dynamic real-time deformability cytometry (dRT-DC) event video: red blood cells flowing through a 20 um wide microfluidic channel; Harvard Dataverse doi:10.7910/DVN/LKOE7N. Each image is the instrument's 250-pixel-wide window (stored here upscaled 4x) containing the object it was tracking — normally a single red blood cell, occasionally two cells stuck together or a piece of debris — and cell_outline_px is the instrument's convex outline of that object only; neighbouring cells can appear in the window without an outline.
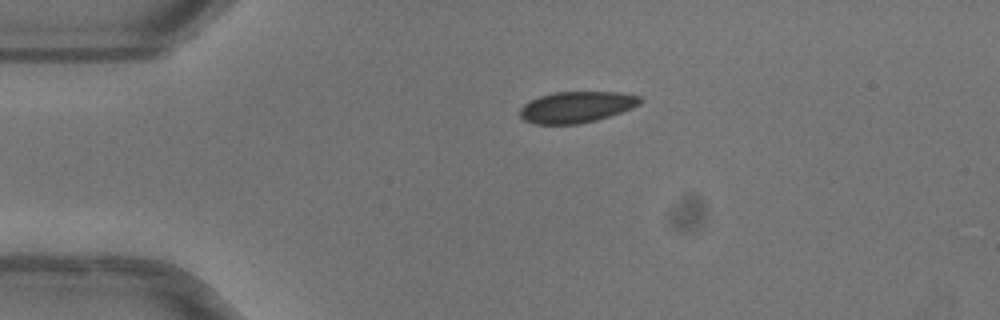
{"species": "common noctule bat (a hibernating species)", "species_latin": "Nyctalus noctula", "temperature_condition": "warm", "stored_images_in_passage": 35, "camera_frame_rate_fps": 3000, "um_per_image_px": 0.085, "animal": {"sex": "female"}, "frame": {"image": 1, "passage_image": 1, "time_ms": 0.0, "image_size_px": [1000, 320], "cell_outline_px": [[644, 100], [640, 104], [632, 108], [596, 120], [580, 124], [536, 124], [524, 120], [520, 116], [520, 108], [524, 104], [540, 96], [556, 92], [620, 92], [640, 96]], "centroid_in_image_um": [49.02, 9.1], "position_along_channel_um": 36.0, "area_um2": 21.79}}
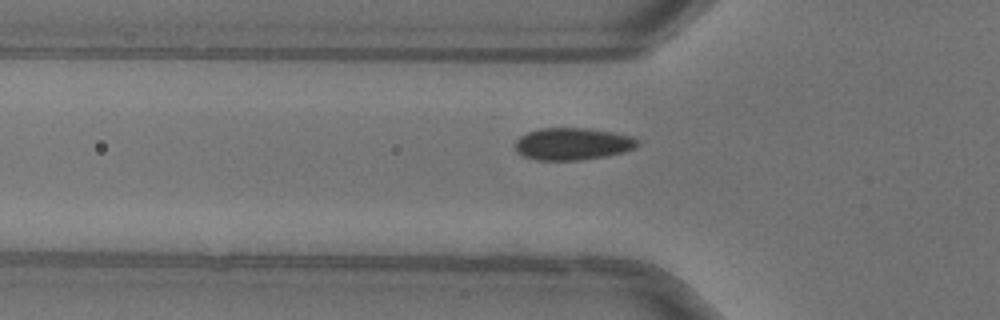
{"frame": {"image": 2, "passage_image": 7, "time_ms": 2.0, "image_size_px": [1000, 320], "cell_outline_px": [[640, 144], [636, 148], [624, 152], [604, 156], [580, 160], [536, 160], [524, 156], [516, 152], [516, 140], [520, 136], [528, 132], [540, 128], [588, 128], [612, 132], [632, 136], [640, 140]], "centroid_in_image_um": [48.7, 12.23], "position_along_channel_um": 77.1, "area_um2": 23.06}}
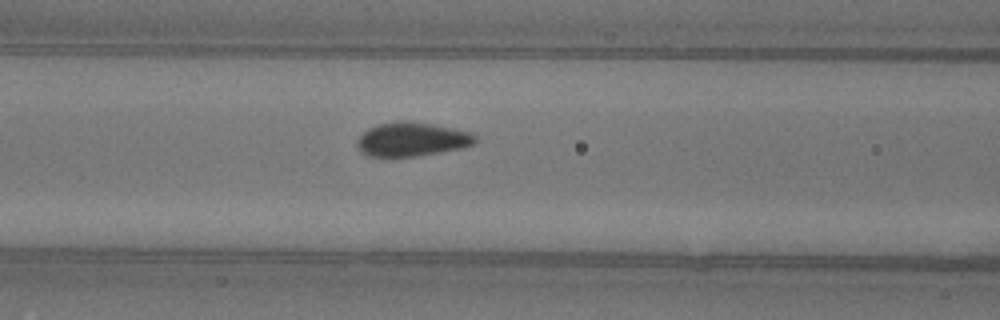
{"frame": {"image": 3, "passage_image": 11, "time_ms": 3.333, "image_size_px": [1000, 320], "cell_outline_px": [[476, 140], [472, 144], [464, 148], [416, 156], [368, 156], [360, 152], [356, 144], [356, 140], [368, 128], [380, 124], [432, 124], [472, 132], [476, 136]], "centroid_in_image_um": [35.02, 11.89], "position_along_channel_um": 131.6, "area_um2": 22.54}, "authors_computed_cell_mechanics": {"area_um2": 23.0622, "velocity_mm_per_s": 4.0183, "shape_relaxation_time_tau1_ms": 4.1549, "shape_relaxation_time_tau2_ms": null, "deformation_change_tau1": 0.0929, "deformation_change_tau2": null}}